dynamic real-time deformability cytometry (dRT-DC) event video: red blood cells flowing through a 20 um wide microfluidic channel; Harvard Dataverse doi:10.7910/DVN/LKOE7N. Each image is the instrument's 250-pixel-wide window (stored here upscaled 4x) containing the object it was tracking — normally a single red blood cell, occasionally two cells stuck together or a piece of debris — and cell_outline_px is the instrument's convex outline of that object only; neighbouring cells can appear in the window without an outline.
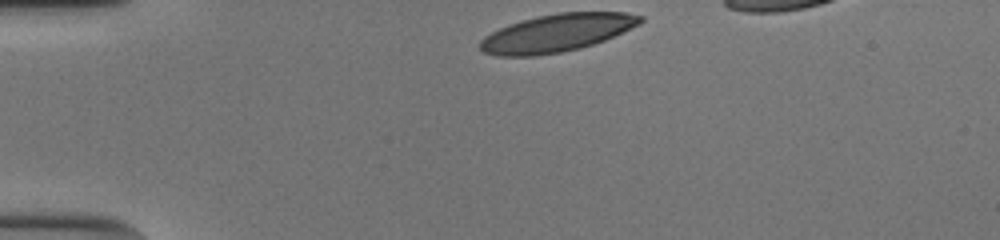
{"species": "human", "species_latin": "Homo sapiens", "temperature_condition": "cold", "stored_images_in_passage": 33, "camera_frame_rate_fps": 3000, "um_per_image_px": 0.085, "donor": {"sex": "male"}, "frame": {"image": 1, "passage_image": 1, "time_ms": 0.0, "image_size_px": [1000, 240], "cell_outline_px": [[644, 20], [640, 24], [604, 40], [580, 48], [560, 52], [536, 56], [496, 56], [484, 52], [480, 48], [480, 40], [484, 36], [508, 24], [520, 20], [536, 16], [560, 12], [624, 12], [644, 16]], "centroid_in_image_um": [47.32, 2.79], "position_along_channel_um": 37.7, "area_um2": 35.2}}
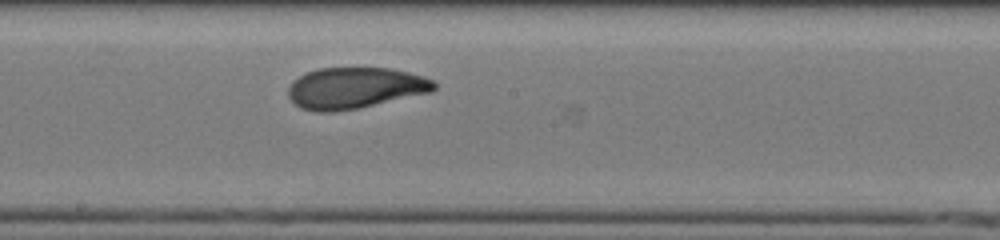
{"frame": {"image": 2, "passage_image": 19, "time_ms": 6.0, "image_size_px": [1000, 240], "cell_outline_px": [[436, 88], [432, 92], [360, 108], [336, 112], [316, 112], [300, 108], [288, 96], [288, 88], [292, 80], [304, 72], [320, 68], [388, 68], [408, 72], [432, 80], [436, 84]], "centroid_in_image_um": [30.13, 7.49], "position_along_channel_um": 218.1, "area_um2": 35.26}}
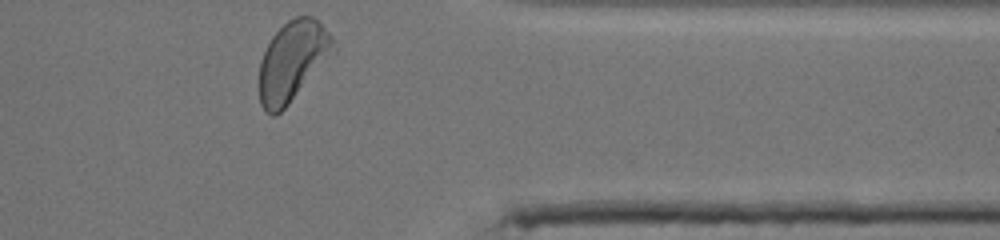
{"frame": {"image": 3, "passage_image": 33, "time_ms": 10.667, "image_size_px": [1000, 240], "cell_outline_px": [[336, 52], [288, 104], [276, 116], [272, 116], [264, 112], [260, 104], [260, 60], [272, 36], [288, 20], [296, 16], [312, 16], [336, 40]], "centroid_in_image_um": [24.89, 5.2], "position_along_channel_um": 386.5, "area_um2": 34.51}, "authors_computed_cell_mechanics": {"area_um2": 35.2002, "velocity_mm_per_s": 3.8167, "shape_relaxation_time_tau1_ms": 4.2302, "shape_relaxation_time_tau2_ms": 1.575, "deformation_change_tau1": 0.177, "deformation_change_tau2": 0.0731}}